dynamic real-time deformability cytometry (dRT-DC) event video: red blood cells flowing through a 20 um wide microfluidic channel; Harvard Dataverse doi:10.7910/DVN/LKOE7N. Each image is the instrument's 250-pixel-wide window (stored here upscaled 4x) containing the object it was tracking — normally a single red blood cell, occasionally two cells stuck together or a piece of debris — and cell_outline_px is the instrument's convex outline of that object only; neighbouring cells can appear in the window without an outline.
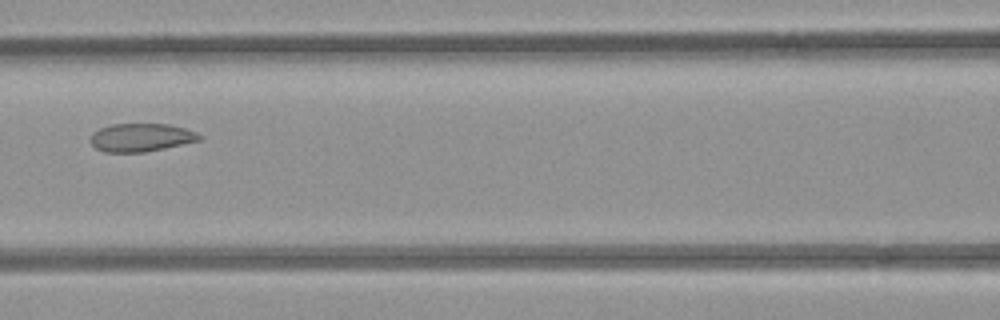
{"species": "common noctule bat (a hibernating species)", "species_latin": "Nyctalus noctula", "temperature_condition": "room temperature", "stored_images_in_passage": 7, "camera_frame_rate_fps": 3000, "um_per_image_px": 0.085, "animal": {"sex": "female", "body_mass_g": 21.9}, "frame": {"image": 1, "passage_image": 6, "time_ms": 6.667, "image_size_px": [1000, 320], "cell_outline_px": [[204, 136], [200, 140], [164, 148], [144, 152], [104, 152], [96, 148], [92, 144], [92, 132], [100, 128], [112, 124], [168, 124], [184, 128], [196, 132]], "centroid_in_image_um": [12.0, 11.68], "position_along_channel_um": 154.6, "area_um2": 17.74}}
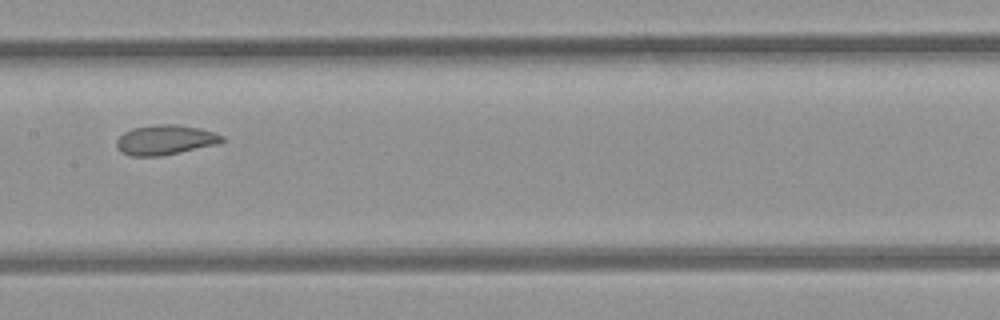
{"frame": {"image": 2, "passage_image": 7, "time_ms": 7.667, "image_size_px": [1000, 320], "cell_outline_px": [[224, 140], [220, 144], [160, 156], [128, 156], [120, 152], [116, 148], [116, 140], [124, 132], [132, 128], [156, 124], [176, 124], [200, 128], [224, 136]], "centroid_in_image_um": [14.02, 11.89], "position_along_channel_um": 193.4, "area_um2": 18.55}}